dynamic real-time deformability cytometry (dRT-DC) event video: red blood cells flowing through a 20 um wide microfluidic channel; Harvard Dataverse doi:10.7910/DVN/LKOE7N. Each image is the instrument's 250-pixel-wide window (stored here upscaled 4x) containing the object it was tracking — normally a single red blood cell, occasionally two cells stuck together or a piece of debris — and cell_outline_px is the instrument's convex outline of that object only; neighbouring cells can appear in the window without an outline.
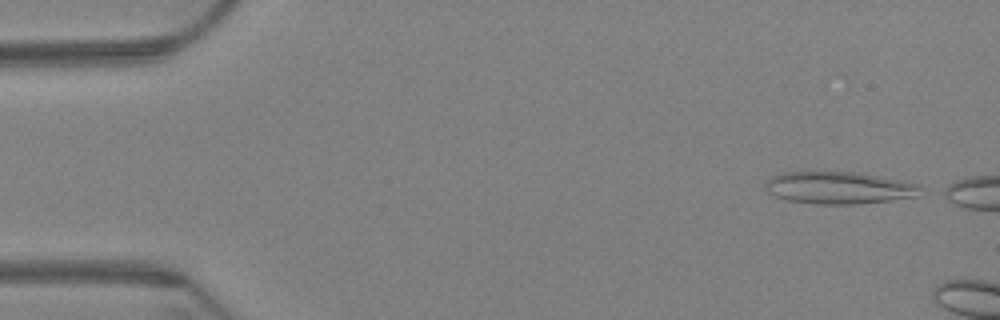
{"species": "Egyptian fruit bat (a non-hibernating species)", "species_latin": "Rousettus aegyptiacus", "temperature_condition": "warm", "stored_images_in_passage": 7, "camera_frame_rate_fps": 3000, "um_per_image_px": 0.085, "animal": {"sex": "female"}, "frame": {"image": 1, "passage_image": 2, "time_ms": 0.333, "image_size_px": [1000, 320], "cell_outline_px": [[920, 188], [912, 196], [888, 200], [856, 204], [816, 204], [788, 200], [776, 196], [768, 192], [764, 188], [768, 180], [772, 176], [780, 172], [860, 172], [920, 184]], "centroid_in_image_um": [71.24, 15.95], "position_along_channel_um": 13.8, "area_um2": 28.73}}